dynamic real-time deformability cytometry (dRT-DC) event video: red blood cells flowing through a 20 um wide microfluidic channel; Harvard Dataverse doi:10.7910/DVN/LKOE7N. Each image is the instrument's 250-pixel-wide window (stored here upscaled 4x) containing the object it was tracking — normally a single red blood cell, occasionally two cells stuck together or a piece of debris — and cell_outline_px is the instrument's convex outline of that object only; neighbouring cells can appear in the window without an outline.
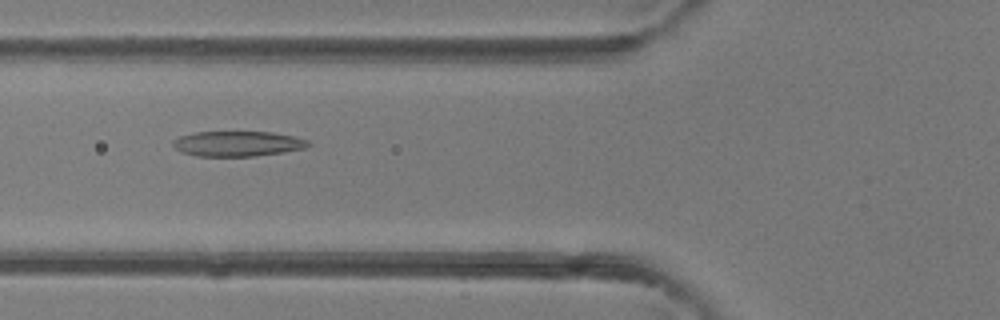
{"species": "common noctule bat (a hibernating species)", "species_latin": "Nyctalus noctula", "temperature_condition": "room temperature", "stored_images_in_passage": 6, "camera_frame_rate_fps": 3000, "um_per_image_px": 0.085, "animal": {"sex": "female"}, "frame": {"image": 1, "passage_image": 5, "time_ms": 5.667, "image_size_px": [1000, 320], "cell_outline_px": [[312, 144], [304, 148], [284, 152], [252, 156], [196, 156], [184, 152], [176, 148], [172, 144], [172, 140], [180, 136], [196, 132], [272, 132], [292, 136], [308, 140]], "centroid_in_image_um": [20.2, 12.21], "position_along_channel_um": 105.6, "area_um2": 19.71}}
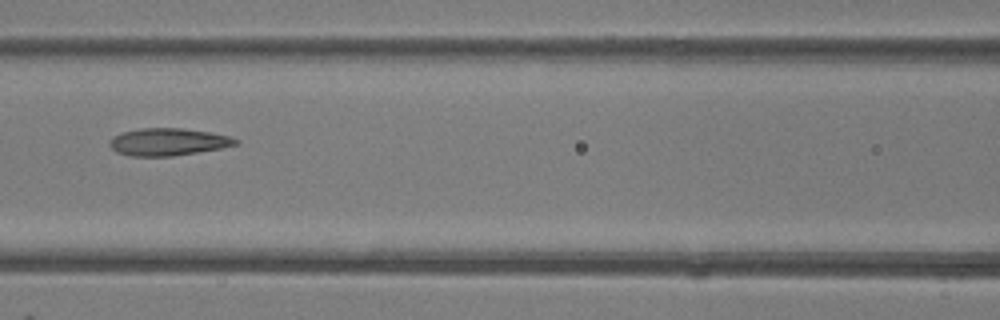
{"frame": {"image": 2, "passage_image": 6, "time_ms": 6.667, "image_size_px": [1000, 320], "cell_outline_px": [[240, 144], [220, 148], [172, 156], [128, 156], [116, 152], [108, 144], [108, 140], [112, 136], [120, 132], [140, 128], [184, 128], [212, 132], [232, 136], [240, 140]], "centroid_in_image_um": [14.28, 12.05], "position_along_channel_um": 152.3, "area_um2": 20.46}}